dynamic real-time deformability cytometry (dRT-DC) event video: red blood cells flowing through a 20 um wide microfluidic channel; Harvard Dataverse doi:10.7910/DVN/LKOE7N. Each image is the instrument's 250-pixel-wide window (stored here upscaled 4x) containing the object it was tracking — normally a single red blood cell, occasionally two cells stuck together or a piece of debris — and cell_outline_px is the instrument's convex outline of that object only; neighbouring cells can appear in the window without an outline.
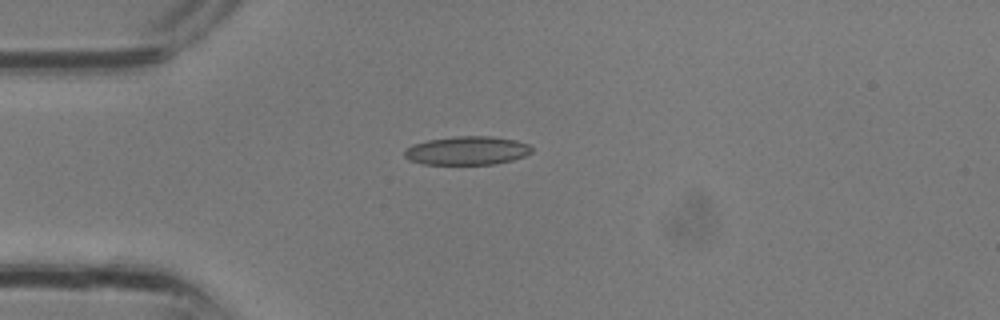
{"species": "common noctule bat (a hibernating species)", "species_latin": "Nyctalus noctula", "temperature_condition": "room temperature", "stored_images_in_passage": 11, "camera_frame_rate_fps": 3000, "um_per_image_px": 0.085, "animal": {"sex": "male", "body_mass_g": 13.3}, "frame": {"image": 1, "passage_image": 2, "time_ms": 0.333, "image_size_px": [1000, 320], "cell_outline_px": [[532, 152], [524, 156], [512, 160], [496, 164], [420, 164], [408, 160], [404, 156], [404, 148], [412, 144], [428, 140], [460, 136], [492, 136], [516, 140], [528, 144], [532, 148]], "centroid_in_image_um": [39.67, 12.8], "position_along_channel_um": 45.3, "area_um2": 21.33}}
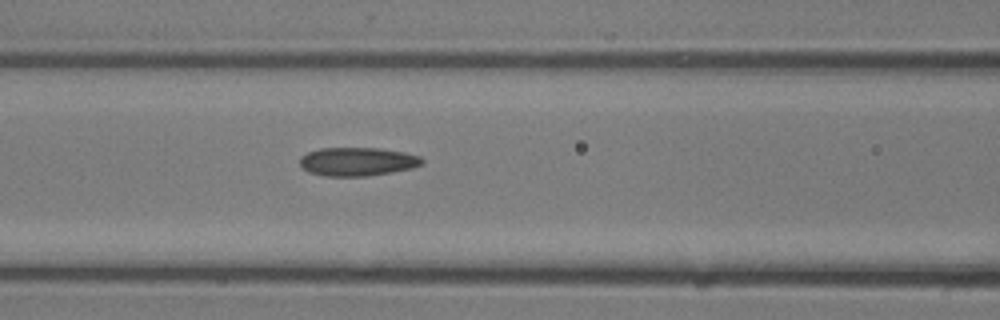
{"frame": {"image": 2, "passage_image": 7, "time_ms": 2.0, "image_size_px": [1000, 320], "cell_outline_px": [[424, 164], [412, 168], [392, 172], [368, 176], [324, 176], [308, 172], [300, 168], [300, 156], [308, 152], [320, 148], [376, 148], [404, 152], [420, 156], [424, 160]], "centroid_in_image_um": [30.37, 13.74], "position_along_channel_um": 136.2, "area_um2": 20.52}}
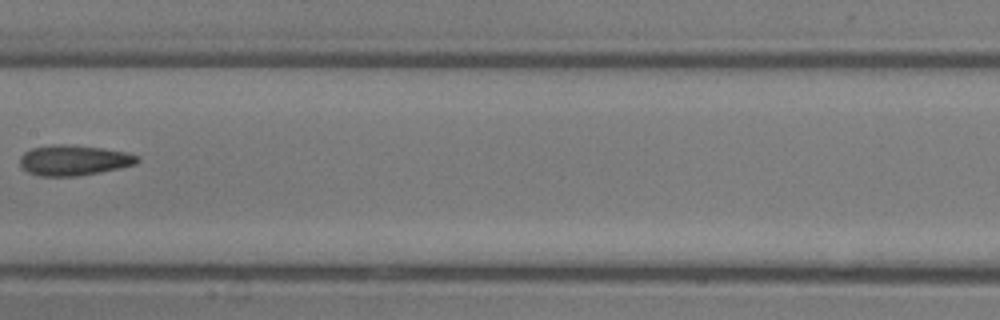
{"frame": {"image": 3, "passage_image": 10, "time_ms": 3.0, "image_size_px": [1000, 320], "cell_outline_px": [[140, 160], [136, 164], [120, 168], [80, 176], [40, 176], [28, 172], [20, 164], [20, 156], [24, 152], [32, 148], [52, 144], [68, 144], [100, 148], [128, 152], [140, 156]], "centroid_in_image_um": [6.3, 13.62], "position_along_channel_um": 201.1, "area_um2": 20.92}}